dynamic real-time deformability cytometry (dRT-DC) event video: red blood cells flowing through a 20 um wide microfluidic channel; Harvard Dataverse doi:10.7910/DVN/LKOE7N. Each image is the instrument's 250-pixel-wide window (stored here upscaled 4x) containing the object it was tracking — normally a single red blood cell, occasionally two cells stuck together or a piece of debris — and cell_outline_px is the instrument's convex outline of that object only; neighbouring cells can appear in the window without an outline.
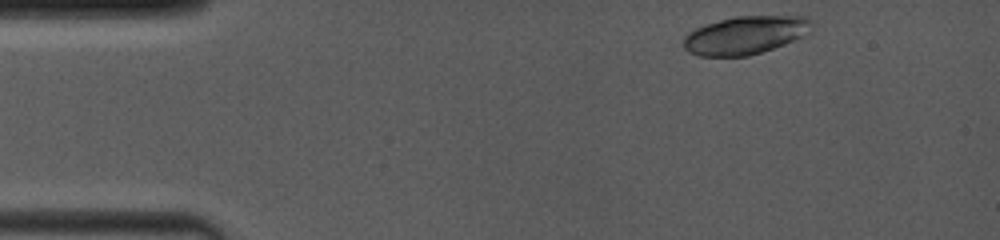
{"species": "common noctule bat (a hibernating species)", "species_latin": "Nyctalus noctula", "temperature_condition": "room temperature", "stored_images_in_passage": 14, "camera_frame_rate_fps": 4000, "um_per_image_px": 0.085, "animal": {"sex": "female", "body_mass_g": 19.0, "forearm_length_mm": 53.3}, "frame": {"image": 1, "passage_image": 2, "time_ms": 0.25, "image_size_px": [1000, 240], "cell_outline_px": [[812, 24], [808, 32], [804, 36], [784, 44], [748, 56], [700, 56], [688, 52], [684, 48], [684, 36], [688, 32], [704, 24], [736, 16], [804, 16]], "centroid_in_image_um": [63.31, 2.99], "position_along_channel_um": 21.7, "area_um2": 28.26}}